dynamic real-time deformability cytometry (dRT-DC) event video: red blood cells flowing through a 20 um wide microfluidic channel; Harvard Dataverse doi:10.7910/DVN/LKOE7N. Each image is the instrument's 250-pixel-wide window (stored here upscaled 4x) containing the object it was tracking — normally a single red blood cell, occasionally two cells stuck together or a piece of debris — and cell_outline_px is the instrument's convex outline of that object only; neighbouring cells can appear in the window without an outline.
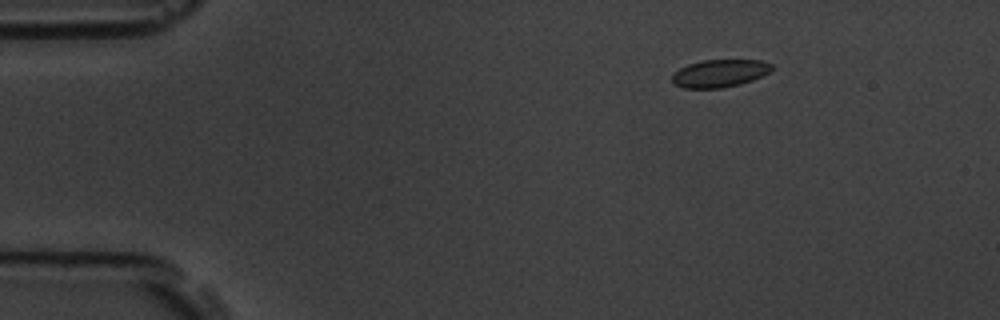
{"species": "common noctule bat (a hibernating species)", "species_latin": "Nyctalus noctula", "temperature_condition": "room temperature", "stored_images_in_passage": 5, "camera_frame_rate_fps": 3000, "um_per_image_px": 0.085, "animal": {"sex": "male", "body_mass_g": 19.5, "forearm_length_mm": 54.6}, "frame": {"image": 1, "passage_image": 2, "time_ms": 0.333, "image_size_px": [1000, 320], "cell_outline_px": [[776, 68], [752, 80], [740, 84], [724, 88], [684, 88], [672, 84], [672, 76], [680, 68], [688, 64], [704, 60], [760, 60], [772, 64]], "centroid_in_image_um": [61.18, 6.23], "position_along_channel_um": 23.8, "area_um2": 16.07}}
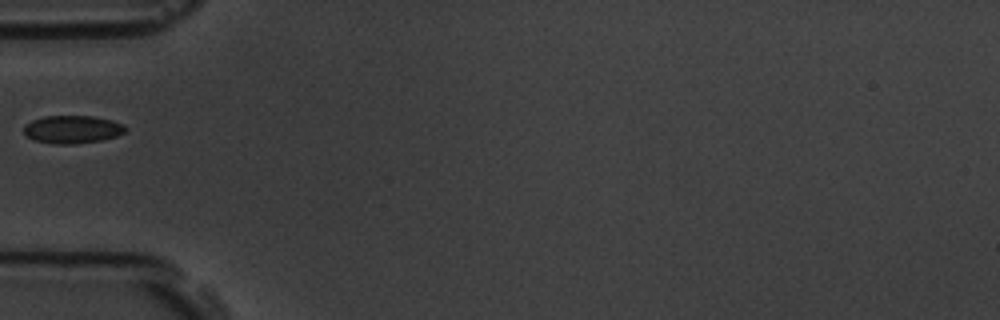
{"frame": {"image": 2, "passage_image": 5, "time_ms": 1.333, "image_size_px": [1000, 320], "cell_outline_px": [[128, 128], [124, 132], [116, 136], [100, 140], [72, 144], [56, 144], [36, 140], [28, 136], [24, 132], [24, 124], [32, 120], [44, 116], [92, 116], [112, 120], [124, 124]], "centroid_in_image_um": [6.17, 10.98], "position_along_channel_um": 78.8, "area_um2": 16.42}}